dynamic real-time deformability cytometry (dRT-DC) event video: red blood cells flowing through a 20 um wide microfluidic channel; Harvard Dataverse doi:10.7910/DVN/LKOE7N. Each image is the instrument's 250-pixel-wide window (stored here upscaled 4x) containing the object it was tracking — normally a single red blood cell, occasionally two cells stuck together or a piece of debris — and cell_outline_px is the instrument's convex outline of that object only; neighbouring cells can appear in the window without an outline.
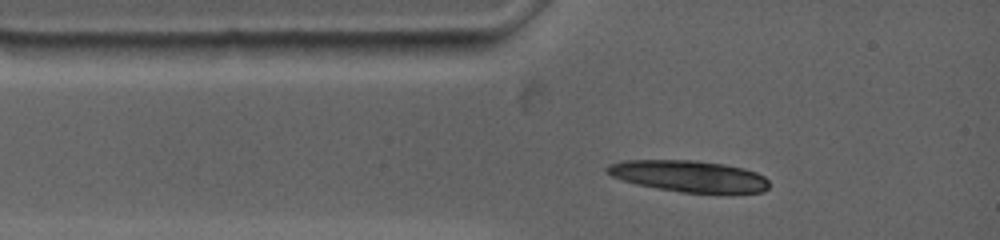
{"species": "common noctule bat (a hibernating species)", "species_latin": "Nyctalus noctula", "temperature_condition": "warm", "stored_images_in_passage": 2, "camera_frame_rate_fps": 4500, "um_per_image_px": 0.085, "animal": {"sex": "female", "body_mass_g": 19.0, "forearm_length_mm": 53.3}, "frame": {"image": 1, "passage_image": 1, "time_ms": 0.0, "image_size_px": [1000, 240], "cell_outline_px": [[768, 188], [764, 192], [728, 196], [720, 196], [680, 192], [656, 188], [636, 184], [612, 176], [604, 172], [604, 168], [608, 164], [624, 160], [696, 160], [724, 164], [744, 168], [756, 172], [764, 176], [768, 180]], "centroid_in_image_um": [58.64, 15.02], "position_along_channel_um": 26.4, "area_um2": 30.98}}